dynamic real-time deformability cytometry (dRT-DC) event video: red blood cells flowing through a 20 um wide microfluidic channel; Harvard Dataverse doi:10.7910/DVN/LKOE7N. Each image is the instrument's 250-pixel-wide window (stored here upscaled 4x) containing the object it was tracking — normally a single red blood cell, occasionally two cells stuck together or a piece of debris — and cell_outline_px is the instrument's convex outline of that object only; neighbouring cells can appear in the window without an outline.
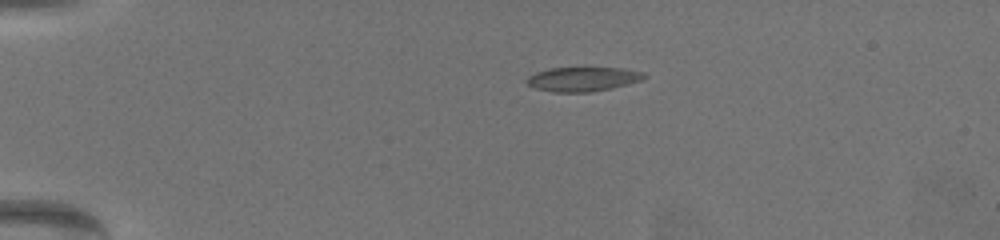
{"species": "common noctule bat (a hibernating species)", "species_latin": "Nyctalus noctula", "temperature_condition": "warm", "stored_images_in_passage": 50, "camera_frame_rate_fps": 3000, "um_per_image_px": 0.085, "animal": {"sex": "female", "body_mass_g": 19.5, "forearm_length_mm": 54.1}, "frame": {"image": 1, "passage_image": 1, "time_ms": 0.0, "image_size_px": [1000, 240], "cell_outline_px": [[648, 76], [640, 80], [628, 84], [612, 88], [592, 92], [552, 92], [536, 88], [528, 84], [524, 80], [528, 76], [536, 72], [552, 68], [620, 68], [644, 72]], "centroid_in_image_um": [49.54, 6.73], "position_along_channel_um": 35.5, "area_um2": 16.59}}
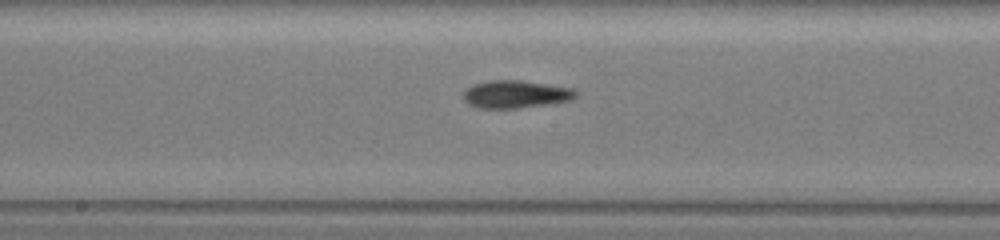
{"frame": {"image": 2, "passage_image": 22, "time_ms": 7.0, "image_size_px": [1000, 240], "cell_outline_px": [[580, 92], [572, 100], [548, 104], [516, 108], [476, 108], [468, 104], [464, 100], [464, 92], [472, 84], [488, 80], [520, 80], [576, 88]], "centroid_in_image_um": [43.87, 8.0], "position_along_channel_um": 204.3, "area_um2": 18.38}}
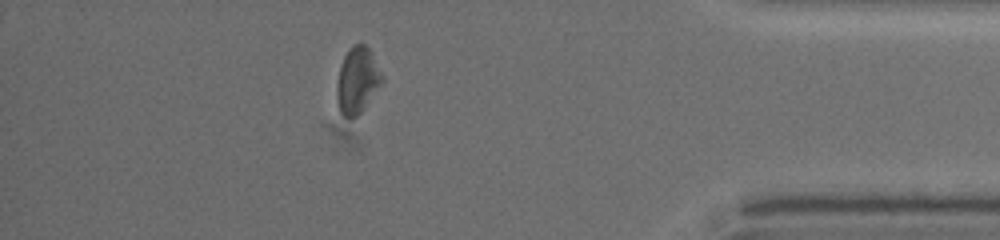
{"frame": {"image": 3, "passage_image": 43, "time_ms": 14.0, "image_size_px": [1000, 240], "cell_outline_px": [[384, 80], [360, 112], [352, 120], [348, 120], [340, 112], [336, 88], [340, 68], [344, 56], [348, 48], [352, 44], [364, 44], [368, 48]], "centroid_in_image_um": [30.35, 6.84], "position_along_channel_um": 404.9, "area_um2": 16.99}, "authors_computed_cell_mechanics": {"area_um2": 17.3689, "velocity_mm_per_s": 3.339, "shape_relaxation_time_tau1_ms": 8.4796, "shape_relaxation_time_tau2_ms": 4.4525, "deformation_change_tau1": 0.174, "deformation_change_tau2": 0.1176}}